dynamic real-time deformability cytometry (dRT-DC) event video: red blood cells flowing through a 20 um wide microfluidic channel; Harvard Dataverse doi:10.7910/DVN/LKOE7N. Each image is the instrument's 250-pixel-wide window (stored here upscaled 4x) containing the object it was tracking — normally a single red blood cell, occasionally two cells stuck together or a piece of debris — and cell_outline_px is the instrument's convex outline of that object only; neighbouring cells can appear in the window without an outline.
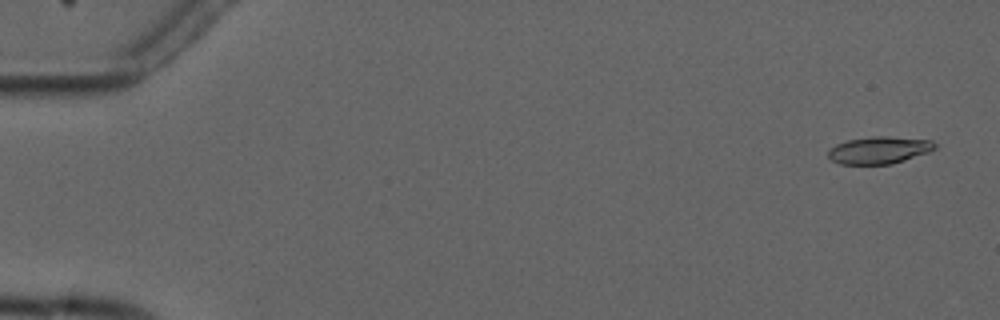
{"species": "common noctule bat (a hibernating species)", "species_latin": "Nyctalus noctula", "temperature_condition": "cold", "stored_images_in_passage": 6, "camera_frame_rate_fps": 3000, "um_per_image_px": 0.085, "animal": {"sex": "male", "forearm_length_mm": 52.5}, "frame": {"image": 1, "passage_image": 1, "time_ms": 0.0, "image_size_px": [1000, 320], "cell_outline_px": [[936, 148], [928, 152], [892, 164], [840, 164], [832, 160], [828, 156], [828, 152], [836, 144], [848, 140], [872, 136], [888, 136], [932, 140], [936, 144]], "centroid_in_image_um": [74.74, 12.75], "position_along_channel_um": 10.3, "area_um2": 16.82}}
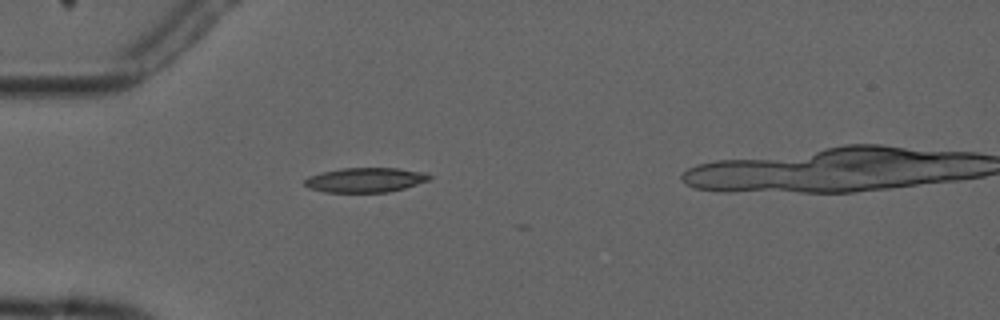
{"frame": {"image": 2, "passage_image": 5, "time_ms": 4.667, "image_size_px": [1000, 320], "cell_outline_px": [[432, 176], [428, 180], [404, 188], [388, 192], [324, 192], [308, 188], [304, 184], [304, 180], [308, 176], [324, 172], [344, 168], [396, 168], [428, 172]], "centroid_in_image_um": [31.06, 15.29], "position_along_channel_um": 53.9, "area_um2": 17.86}}